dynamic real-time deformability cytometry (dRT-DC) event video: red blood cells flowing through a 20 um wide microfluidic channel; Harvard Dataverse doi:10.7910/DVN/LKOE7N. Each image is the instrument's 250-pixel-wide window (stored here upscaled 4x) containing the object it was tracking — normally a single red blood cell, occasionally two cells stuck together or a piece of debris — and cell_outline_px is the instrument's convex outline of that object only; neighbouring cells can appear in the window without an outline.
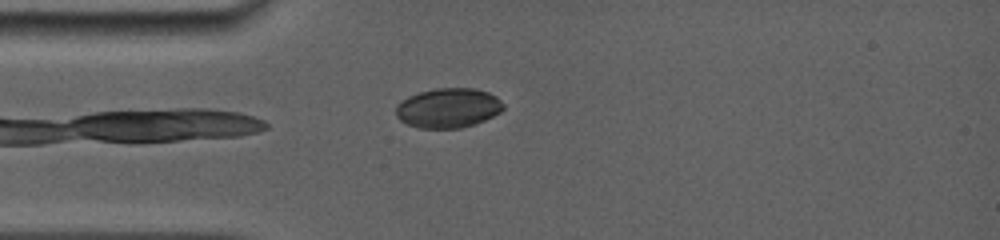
{"species": "common noctule bat (a hibernating species)", "species_latin": "Nyctalus noctula", "temperature_condition": "room temperature", "stored_images_in_passage": 25, "camera_frame_rate_fps": 5000, "um_per_image_px": 0.085, "animal": {"sex": "female", "body_mass_g": 19.0, "forearm_length_mm": 56.7}, "frame": {"image": 1, "passage_image": 2, "time_ms": 0.4, "image_size_px": [1000, 240], "cell_outline_px": [[504, 108], [500, 112], [476, 124], [460, 128], [420, 128], [408, 124], [400, 120], [396, 116], [396, 104], [400, 100], [408, 96], [420, 92], [436, 88], [476, 88], [488, 92], [496, 96], [504, 104]], "centroid_in_image_um": [38.09, 9.17], "position_along_channel_um": 46.9, "area_um2": 24.97}}
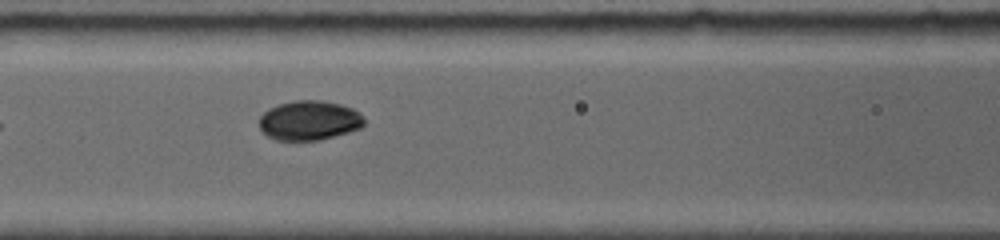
{"frame": {"image": 2, "passage_image": 9, "time_ms": 3.0, "image_size_px": [1000, 240], "cell_outline_px": [[364, 124], [360, 128], [348, 132], [320, 140], [276, 140], [268, 136], [260, 128], [260, 116], [268, 108], [280, 104], [296, 100], [320, 100], [340, 104], [352, 108], [360, 112], [364, 120]], "centroid_in_image_um": [26.29, 10.23], "position_along_channel_um": 140.3, "area_um2": 24.1}}
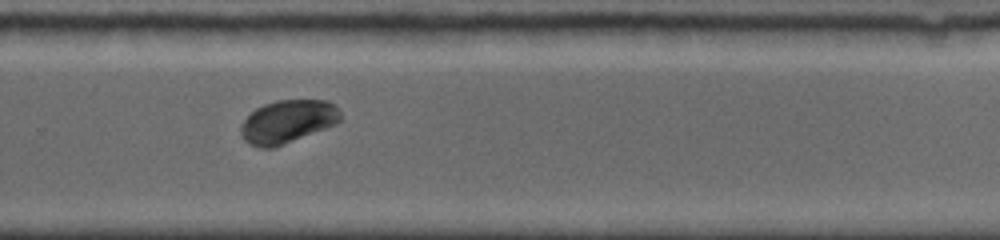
{"frame": {"image": 3, "passage_image": 21, "time_ms": 7.2, "image_size_px": [1000, 240], "cell_outline_px": [[344, 116], [336, 124], [284, 144], [272, 148], [260, 148], [244, 140], [240, 132], [240, 128], [244, 120], [256, 108], [264, 104], [276, 100], [328, 100], [336, 104]], "centroid_in_image_um": [24.49, 10.32], "position_along_channel_um": 305.3, "area_um2": 25.09}}